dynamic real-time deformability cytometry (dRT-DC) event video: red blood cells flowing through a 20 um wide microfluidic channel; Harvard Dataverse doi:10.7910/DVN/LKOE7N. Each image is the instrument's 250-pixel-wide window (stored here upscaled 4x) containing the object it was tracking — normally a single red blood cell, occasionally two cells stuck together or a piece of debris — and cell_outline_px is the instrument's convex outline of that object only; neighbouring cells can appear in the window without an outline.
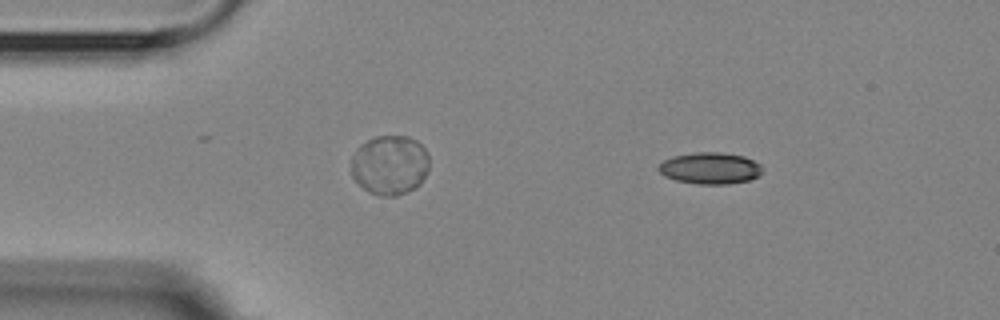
{"species": "Egyptian fruit bat (a non-hibernating species)", "species_latin": "Rousettus aegyptiacus", "temperature_condition": "room temperature", "stored_images_in_passage": 4, "camera_frame_rate_fps": 3000, "um_per_image_px": 0.085, "animal": {"sex": "female"}, "frame": {"image": 1, "passage_image": 2, "time_ms": 1.333, "image_size_px": [1000, 320], "cell_outline_px": [[760, 176], [748, 180], [728, 184], [696, 184], [676, 180], [664, 176], [656, 168], [664, 160], [672, 156], [696, 152], [720, 152], [744, 156], [760, 164]], "centroid_in_image_um": [60.33, 14.3], "position_along_channel_um": 24.7, "area_um2": 19.07}}